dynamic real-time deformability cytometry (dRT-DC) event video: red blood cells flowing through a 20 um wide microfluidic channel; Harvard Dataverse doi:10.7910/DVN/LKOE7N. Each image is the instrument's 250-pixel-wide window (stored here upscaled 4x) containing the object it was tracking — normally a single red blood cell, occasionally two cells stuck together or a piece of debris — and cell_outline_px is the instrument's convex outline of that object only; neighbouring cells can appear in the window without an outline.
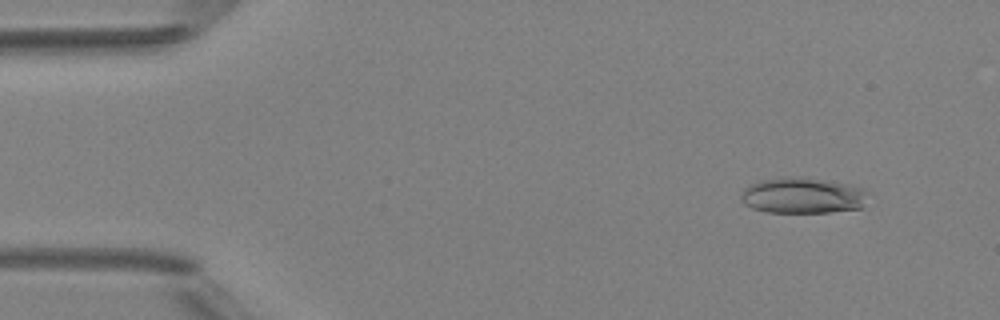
{"species": "Egyptian fruit bat (a non-hibernating species)", "species_latin": "Rousettus aegyptiacus", "temperature_condition": "room temperature", "stored_images_in_passage": 6, "camera_frame_rate_fps": 3000, "um_per_image_px": 0.085, "animal": {"sex": "female"}, "frame": {"image": 1, "passage_image": 2, "time_ms": 1.0, "image_size_px": [1000, 320], "cell_outline_px": [[868, 192], [860, 208], [828, 212], [768, 212], [752, 208], [744, 204], [740, 200], [740, 196], [744, 188], [748, 184], [760, 180], [788, 176], [800, 176], [844, 184], [860, 188]], "centroid_in_image_um": [68.13, 16.61], "position_along_channel_um": 16.9, "area_um2": 26.36}}
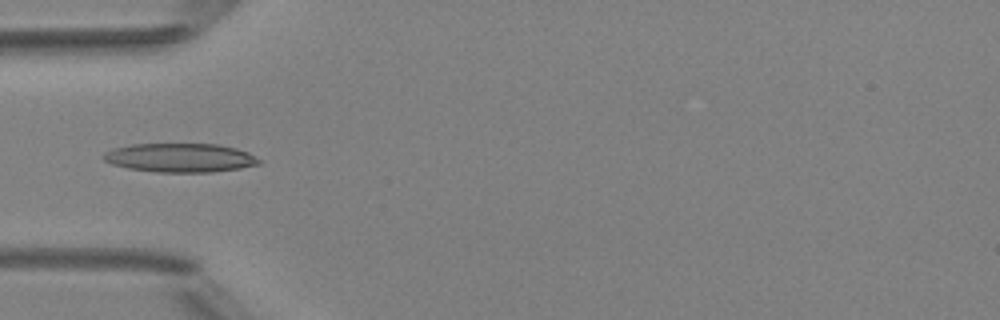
{"frame": {"image": 2, "passage_image": 5, "time_ms": 4.667, "image_size_px": [1000, 320], "cell_outline_px": [[260, 164], [240, 168], [212, 172], [156, 172], [128, 168], [112, 164], [104, 160], [100, 156], [104, 152], [112, 148], [132, 144], [216, 144], [236, 148], [248, 152], [260, 160]], "centroid_in_image_um": [15.27, 13.4], "position_along_channel_um": 69.7, "area_um2": 26.24}}
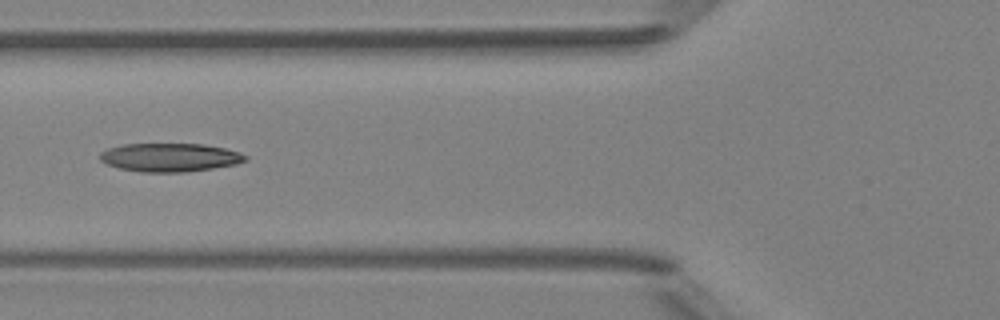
{"frame": {"image": 3, "passage_image": 6, "time_ms": 5.667, "image_size_px": [1000, 320], "cell_outline_px": [[248, 160], [236, 164], [212, 168], [184, 172], [140, 172], [120, 168], [108, 164], [100, 160], [100, 152], [108, 148], [120, 144], [204, 144], [224, 148], [240, 152], [248, 156]], "centroid_in_image_um": [14.45, 13.37], "position_along_channel_um": 111.4, "area_um2": 24.16}}